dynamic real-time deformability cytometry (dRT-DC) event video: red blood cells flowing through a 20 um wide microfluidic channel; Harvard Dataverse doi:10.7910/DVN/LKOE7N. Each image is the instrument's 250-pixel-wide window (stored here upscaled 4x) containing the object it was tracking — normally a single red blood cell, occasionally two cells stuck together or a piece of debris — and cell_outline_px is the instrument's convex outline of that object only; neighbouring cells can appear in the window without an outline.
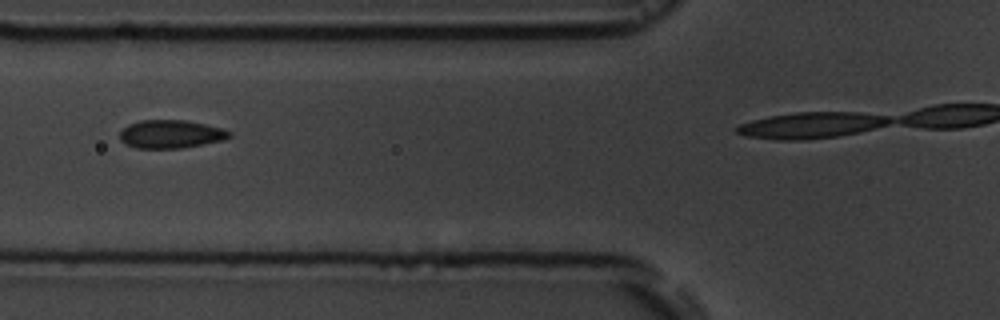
{"species": "common noctule bat (a hibernating species)", "species_latin": "Nyctalus noctula", "temperature_condition": "room temperature", "stored_images_in_passage": 4, "camera_frame_rate_fps": 3000, "um_per_image_px": 0.085, "animal": {"sex": "male", "body_mass_g": 19.5, "forearm_length_mm": 54.6}, "frame": {"image": 1, "passage_image": 2, "time_ms": 1.333, "image_size_px": [1000, 320], "cell_outline_px": [[232, 136], [224, 140], [180, 148], [136, 148], [124, 144], [120, 140], [120, 132], [128, 124], [140, 120], [188, 120], [220, 128], [232, 132]], "centroid_in_image_um": [14.5, 11.4], "position_along_channel_um": 111.3, "area_um2": 18.03}}
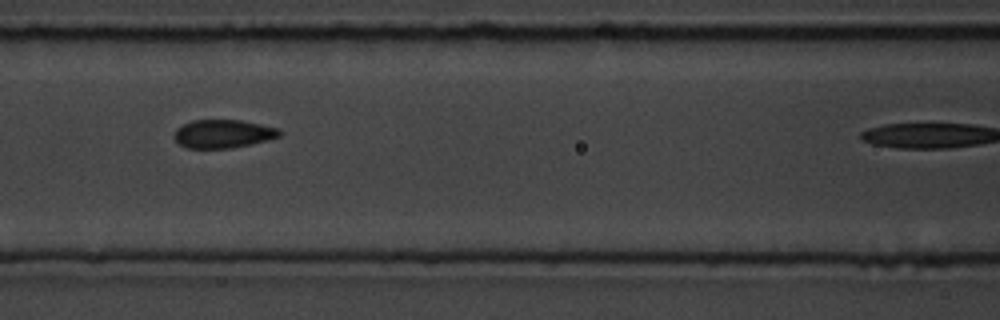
{"frame": {"image": 2, "passage_image": 3, "time_ms": 2.333, "image_size_px": [1000, 320], "cell_outline_px": [[284, 132], [280, 136], [232, 148], [188, 148], [180, 144], [172, 136], [176, 128], [192, 120], [240, 120], [280, 128]], "centroid_in_image_um": [18.95, 11.36], "position_along_channel_um": 147.6, "area_um2": 17.34}}